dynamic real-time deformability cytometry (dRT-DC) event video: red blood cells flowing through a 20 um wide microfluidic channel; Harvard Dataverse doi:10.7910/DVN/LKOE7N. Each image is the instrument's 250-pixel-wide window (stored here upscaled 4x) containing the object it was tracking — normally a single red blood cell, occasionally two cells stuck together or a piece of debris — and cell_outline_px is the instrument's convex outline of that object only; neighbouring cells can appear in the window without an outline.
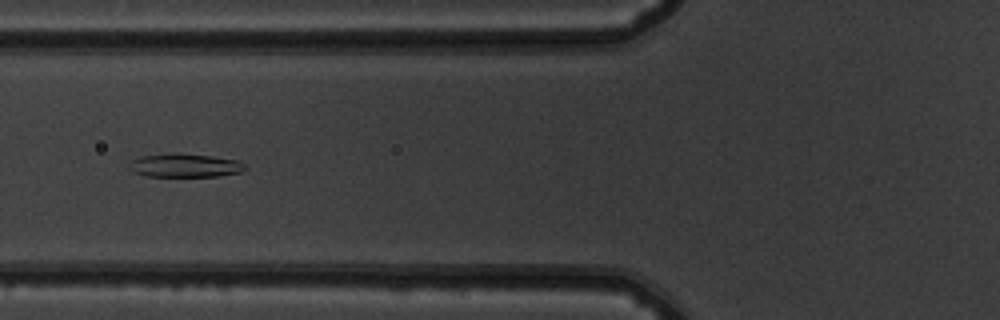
{"species": "common noctule bat (a hibernating species)", "species_latin": "Nyctalus noctula", "temperature_condition": "warm", "stored_images_in_passage": 37, "camera_frame_rate_fps": 3000, "um_per_image_px": 0.085, "animal": {"sex": "male", "body_mass_g": 19.5, "forearm_length_mm": 54.6}, "frame": {"image": 1, "passage_image": 5, "time_ms": 1.333, "image_size_px": [1000, 320], "cell_outline_px": [[248, 168], [240, 172], [216, 176], [148, 176], [132, 172], [128, 168], [128, 164], [132, 160], [140, 156], [212, 156], [236, 160], [244, 164]], "centroid_in_image_um": [15.72, 14.11], "position_along_channel_um": 110.1, "area_um2": 14.97}}
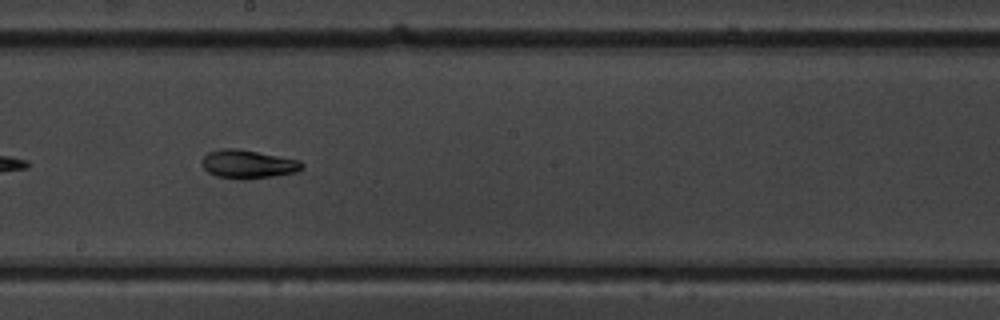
{"frame": {"image": 2, "passage_image": 14, "time_ms": 4.333, "image_size_px": [1000, 320], "cell_outline_px": [[304, 168], [296, 172], [272, 176], [244, 180], [240, 180], [216, 176], [208, 172], [200, 164], [200, 160], [208, 152], [224, 148], [236, 148], [300, 160], [304, 164]], "centroid_in_image_um": [21.05, 13.96], "position_along_channel_um": 227.1, "area_um2": 16.76}}
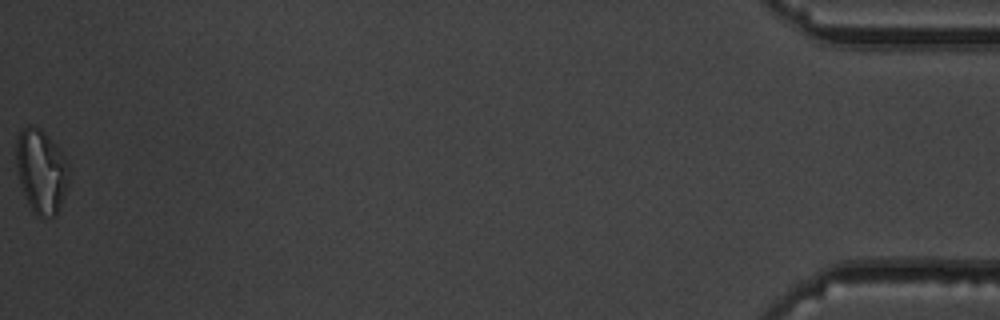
{"frame": {"image": 3, "passage_image": 37, "time_ms": 12.0, "image_size_px": [1000, 320], "cell_outline_px": [[68, 184], [56, 216], [40, 220], [32, 212], [28, 204], [20, 180], [16, 164], [16, 140], [20, 128], [28, 124], [40, 128], [56, 144], [64, 156], [68, 164]], "centroid_in_image_um": [3.49, 14.56], "position_along_channel_um": 431.7, "area_um2": 26.01}, "authors_computed_cell_mechanics": {"area_um2": 16.473, "velocity_mm_per_s": 3.9085, "shape_relaxation_time_tau1_ms": 4.1671, "shape_relaxation_time_tau2_ms": 1.859, "deformation_change_tau1": 0.1942, "deformation_change_tau2": 0.0858}}